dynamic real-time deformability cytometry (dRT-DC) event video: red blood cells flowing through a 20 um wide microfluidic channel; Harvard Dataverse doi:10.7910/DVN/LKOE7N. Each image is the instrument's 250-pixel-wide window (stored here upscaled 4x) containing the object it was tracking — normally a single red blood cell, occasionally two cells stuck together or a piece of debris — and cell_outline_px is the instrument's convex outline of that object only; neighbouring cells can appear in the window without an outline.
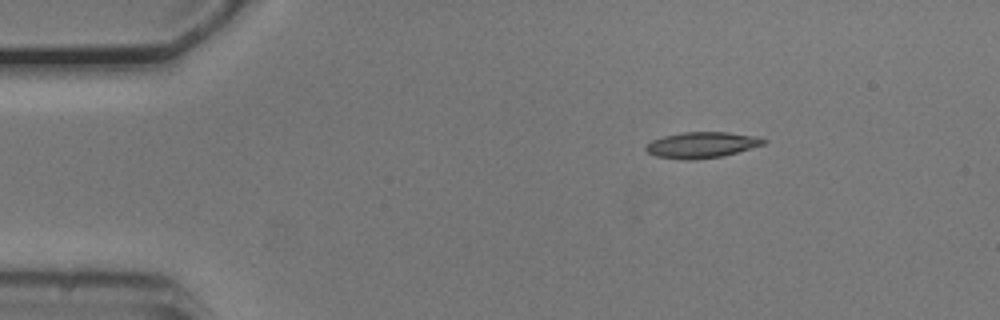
{"species": "common noctule bat (a hibernating species)", "species_latin": "Nyctalus noctula", "temperature_condition": "cold", "stored_images_in_passage": 46, "camera_frame_rate_fps": 3000, "um_per_image_px": 0.085, "animal": {"sex": "male", "body_mass_g": 20.5, "forearm_length_mm": 52.5}, "frame": {"image": 1, "passage_image": 1, "time_ms": 0.0, "image_size_px": [1000, 320], "cell_outline_px": [[768, 140], [764, 144], [736, 152], [720, 156], [696, 160], [688, 160], [656, 156], [648, 152], [644, 148], [652, 140], [664, 136], [680, 132], [728, 132], [760, 136]], "centroid_in_image_um": [59.67, 12.3], "position_along_channel_um": 25.3, "area_um2": 17.74}}
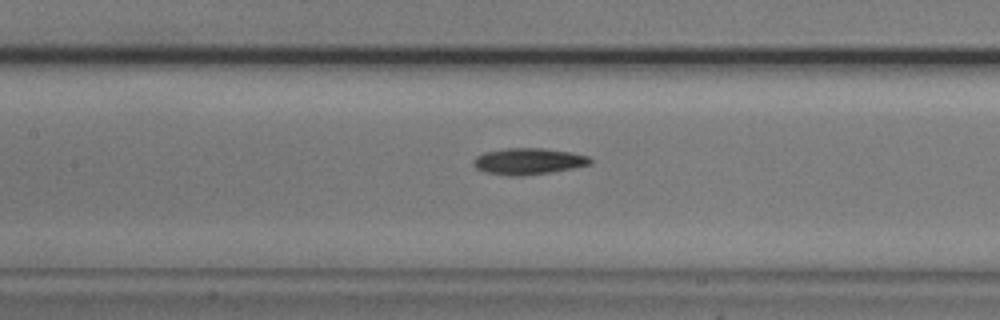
{"frame": {"image": 2, "passage_image": 17, "time_ms": 5.333, "image_size_px": [1000, 320], "cell_outline_px": [[592, 164], [572, 168], [548, 172], [520, 176], [508, 176], [484, 172], [476, 168], [472, 160], [476, 156], [484, 152], [504, 148], [544, 148], [572, 152], [588, 156], [592, 160]], "centroid_in_image_um": [44.89, 13.7], "position_along_channel_um": 162.5, "area_um2": 18.03}}
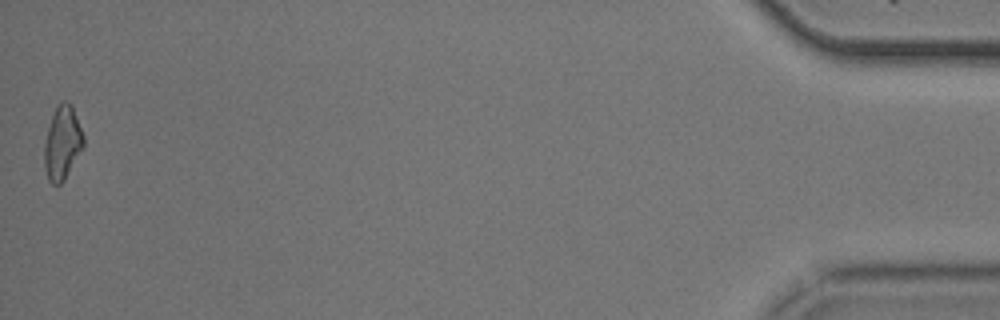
{"frame": {"image": 3, "passage_image": 46, "time_ms": 15.0, "image_size_px": [1000, 320], "cell_outline_px": [[84, 148], [64, 180], [60, 184], [52, 184], [48, 180], [44, 164], [44, 144], [48, 128], [52, 116], [56, 108], [64, 100], [68, 100], [72, 104], [84, 136]], "centroid_in_image_um": [5.32, 12.15], "position_along_channel_um": 429.9, "area_um2": 16.88}, "authors_computed_cell_mechanics": {"area_um2": 17.2244, "velocity_mm_per_s": 3.7579, "shape_relaxation_time_tau1_ms": 3.2493, "shape_relaxation_time_tau2_ms": null, "deformation_change_tau1": 0.1118, "deformation_change_tau2": null}}